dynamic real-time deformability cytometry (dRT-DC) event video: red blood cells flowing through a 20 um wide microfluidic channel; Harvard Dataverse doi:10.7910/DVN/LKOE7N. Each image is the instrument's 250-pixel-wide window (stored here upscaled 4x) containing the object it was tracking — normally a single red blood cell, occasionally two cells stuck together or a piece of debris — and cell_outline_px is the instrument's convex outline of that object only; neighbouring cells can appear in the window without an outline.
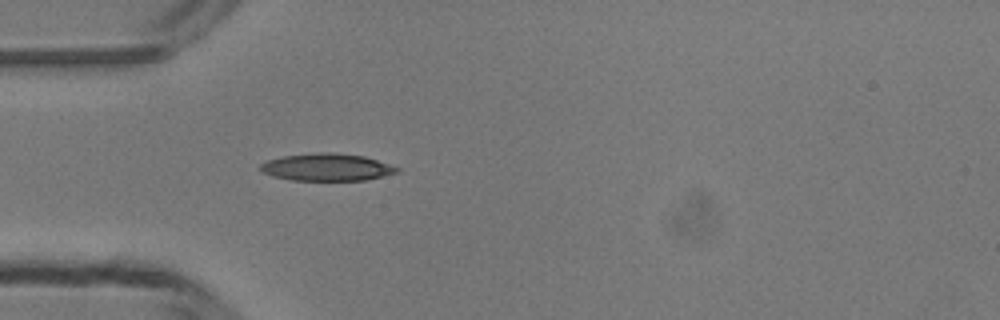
{"species": "common noctule bat (a hibernating species)", "species_latin": "Nyctalus noctula", "temperature_condition": "room temperature", "stored_images_in_passage": 35, "camera_frame_rate_fps": 3000, "um_per_image_px": 0.085, "animal": {"sex": "male", "body_mass_g": 13.3}, "frame": {"image": 1, "passage_image": 1, "time_ms": 0.0, "image_size_px": [1000, 320], "cell_outline_px": [[400, 172], [364, 180], [292, 180], [272, 176], [264, 172], [260, 168], [260, 164], [268, 160], [284, 156], [320, 152], [332, 152], [364, 156], [400, 168]], "centroid_in_image_um": [27.79, 14.21], "position_along_channel_um": 57.2, "area_um2": 21.5}}
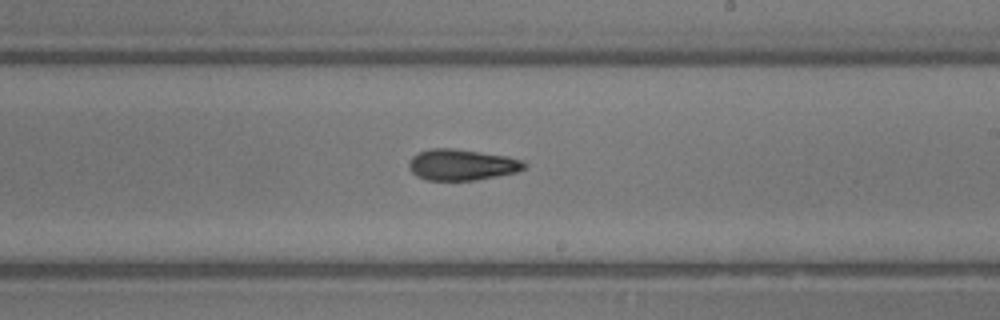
{"frame": {"image": 2, "passage_image": 15, "time_ms": 4.667, "image_size_px": [1000, 320], "cell_outline_px": [[528, 164], [524, 168], [516, 172], [476, 180], [424, 180], [416, 176], [408, 168], [408, 164], [412, 156], [420, 152], [432, 148], [452, 148], [508, 156], [524, 160]], "centroid_in_image_um": [39.25, 14.0], "position_along_channel_um": 249.7, "area_um2": 20.98}}
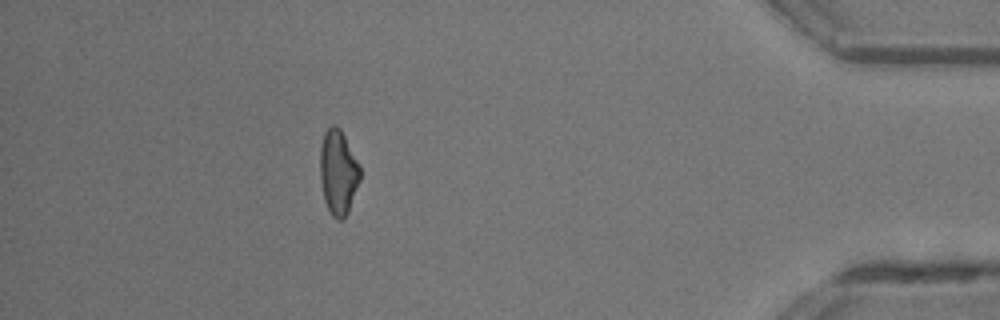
{"frame": {"image": 3, "passage_image": 30, "time_ms": 9.667, "image_size_px": [1000, 320], "cell_outline_px": [[360, 180], [348, 212], [344, 220], [336, 220], [332, 216], [324, 200], [320, 180], [320, 144], [324, 132], [332, 124], [336, 124], [340, 128], [360, 164]], "centroid_in_image_um": [28.74, 14.64], "position_along_channel_um": 406.5, "area_um2": 20.06}, "authors_computed_cell_mechanics": {"area_um2": 20.4034, "velocity_mm_per_s": 4.2056, "shape_relaxation_time_tau1_ms": 5.9229, "shape_relaxation_time_tau2_ms": 4.1764, "deformation_change_tau1": 0.2013, "deformation_change_tau2": 0.1432}}